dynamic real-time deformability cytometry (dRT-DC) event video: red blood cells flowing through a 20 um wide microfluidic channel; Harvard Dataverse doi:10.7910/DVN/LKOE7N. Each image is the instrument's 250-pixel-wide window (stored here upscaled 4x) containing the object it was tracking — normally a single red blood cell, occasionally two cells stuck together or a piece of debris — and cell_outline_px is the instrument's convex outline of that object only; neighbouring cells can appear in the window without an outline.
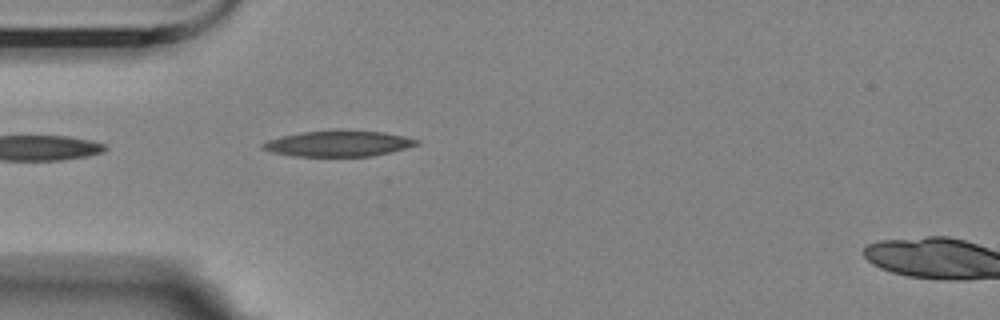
{"species": "Egyptian fruit bat (a non-hibernating species)", "species_latin": "Rousettus aegyptiacus", "temperature_condition": "room temperature", "stored_images_in_passage": 4, "segment_of_instrument_passage": [1, 2], "camera_frame_rate_fps": 3000, "um_per_image_px": 0.085, "animal": {"sex": "female"}, "frame": {"image": 1, "passage_image": 3, "time_ms": 2.333, "image_size_px": [1000, 320], "cell_outline_px": [[420, 144], [372, 156], [292, 156], [272, 152], [260, 148], [260, 144], [268, 140], [280, 136], [300, 132], [332, 128], [340, 128], [384, 132], [404, 136], [420, 140]], "centroid_in_image_um": [28.72, 12.16], "position_along_channel_um": 56.3, "area_um2": 23.81}}